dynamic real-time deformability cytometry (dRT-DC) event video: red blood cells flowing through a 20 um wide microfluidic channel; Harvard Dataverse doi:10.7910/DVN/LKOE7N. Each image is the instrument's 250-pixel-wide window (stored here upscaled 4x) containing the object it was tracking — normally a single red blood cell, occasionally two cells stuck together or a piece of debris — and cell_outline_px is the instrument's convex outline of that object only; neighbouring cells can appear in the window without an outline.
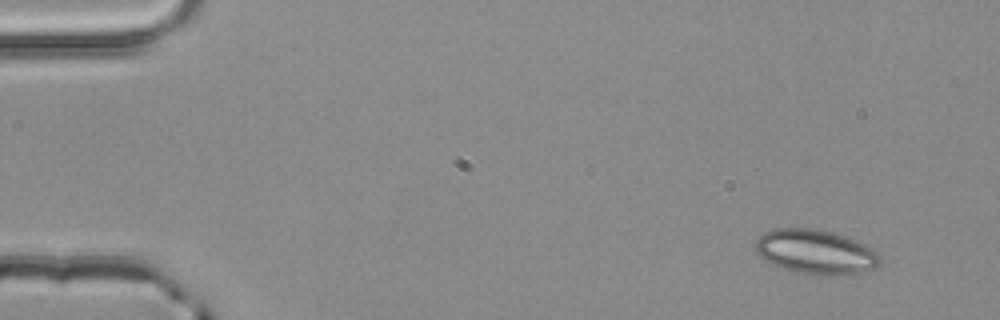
{"species": "common noctule bat (a hibernating species)", "species_latin": "Nyctalus noctula", "temperature_condition": "room temperature", "stored_images_in_passage": 4, "camera_frame_rate_fps": 3000, "um_per_image_px": 0.085, "animal": {"sex": "male", "body_mass_g": 20.4}, "frame": {"image": 1, "passage_image": 4, "time_ms": 1.0, "image_size_px": [1000, 320], "cell_outline_px": [[880, 264], [872, 268], [860, 272], [800, 272], [784, 268], [772, 264], [764, 260], [756, 252], [756, 240], [764, 232], [772, 228], [820, 228], [856, 240], [872, 248], [880, 256]], "centroid_in_image_um": [69.28, 21.33], "position_along_channel_um": 15.7, "area_um2": 31.27}}